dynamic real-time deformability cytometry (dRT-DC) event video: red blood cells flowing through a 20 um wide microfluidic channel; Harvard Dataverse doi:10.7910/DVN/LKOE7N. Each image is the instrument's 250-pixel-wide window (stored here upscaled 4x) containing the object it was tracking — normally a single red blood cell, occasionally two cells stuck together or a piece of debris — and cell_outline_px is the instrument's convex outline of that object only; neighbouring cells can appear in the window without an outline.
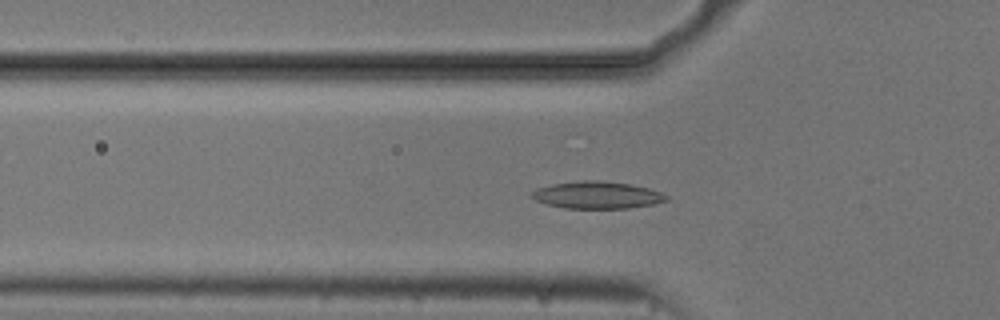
{"species": "common noctule bat (a hibernating species)", "species_latin": "Nyctalus noctula", "temperature_condition": "cold", "stored_images_in_passage": 53, "camera_frame_rate_fps": 3000, "um_per_image_px": 0.085, "animal": {"sex": "male", "body_mass_g": 20.5, "forearm_length_mm": 52.5}, "frame": {"image": 1, "passage_image": 17, "time_ms": 5.333, "image_size_px": [1000, 320], "cell_outline_px": [[668, 200], [656, 204], [628, 208], [564, 208], [548, 204], [536, 200], [532, 196], [532, 192], [536, 188], [552, 184], [584, 180], [596, 180], [632, 184], [648, 188], [660, 192], [668, 196]], "centroid_in_image_um": [50.79, 16.58], "position_along_channel_um": 75.0, "area_um2": 21.21}}
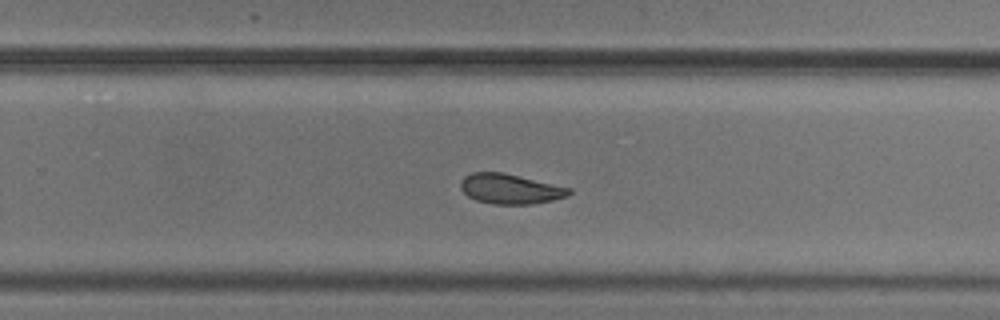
{"frame": {"image": 2, "passage_image": 34, "time_ms": 11.0, "image_size_px": [1000, 320], "cell_outline_px": [[572, 192], [568, 196], [552, 200], [528, 204], [492, 204], [476, 200], [468, 196], [460, 188], [460, 184], [464, 176], [472, 172], [500, 172], [572, 188]], "centroid_in_image_um": [43.36, 16.06], "position_along_channel_um": 286.4, "area_um2": 18.79}}
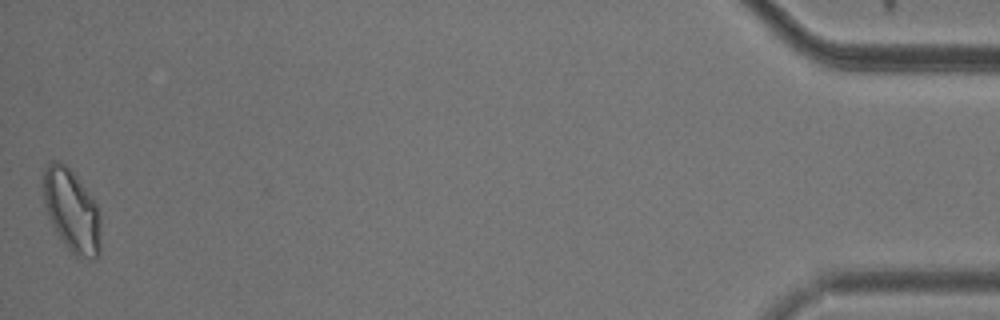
{"frame": {"image": 3, "passage_image": 53, "time_ms": 17.333, "image_size_px": [1000, 320], "cell_outline_px": [[100, 256], [96, 260], [92, 260], [76, 256], [64, 244], [48, 220], [44, 204], [44, 168], [52, 160], [60, 160], [76, 176], [96, 200], [100, 216]], "centroid_in_image_um": [6.12, 17.94], "position_along_channel_um": 429.1, "area_um2": 28.09}, "authors_computed_cell_mechanics": {"area_um2": 20.4034, "velocity_mm_per_s": 3.7307, "shape_relaxation_time_tau1_ms": 7.886, "shape_relaxation_time_tau2_ms": 7.454, "deformation_change_tau1": 0.1525, "deformation_change_tau2": 0.1287}}